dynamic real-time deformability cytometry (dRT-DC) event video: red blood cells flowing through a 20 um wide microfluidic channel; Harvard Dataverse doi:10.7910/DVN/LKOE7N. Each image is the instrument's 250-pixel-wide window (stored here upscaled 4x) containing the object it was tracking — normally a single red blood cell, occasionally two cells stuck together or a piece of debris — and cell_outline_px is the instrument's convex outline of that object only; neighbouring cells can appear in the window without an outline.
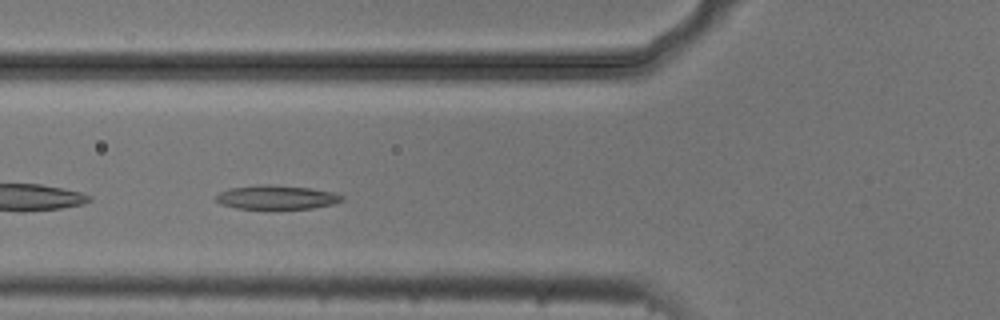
{"species": "common noctule bat (a hibernating species)", "species_latin": "Nyctalus noctula", "temperature_condition": "cold", "stored_images_in_passage": 43, "camera_frame_rate_fps": 3000, "um_per_image_px": 0.085, "animal": {"sex": "male", "body_mass_g": 20.5, "forearm_length_mm": 52.5}, "frame": {"image": 1, "passage_image": 9, "time_ms": 2.667, "image_size_px": [1000, 320], "cell_outline_px": [[344, 200], [332, 204], [312, 208], [236, 208], [220, 204], [216, 200], [216, 196], [220, 192], [228, 188], [256, 184], [272, 184], [312, 188], [332, 192], [344, 196]], "centroid_in_image_um": [23.49, 16.74], "position_along_channel_um": 102.3, "area_um2": 17.63}}
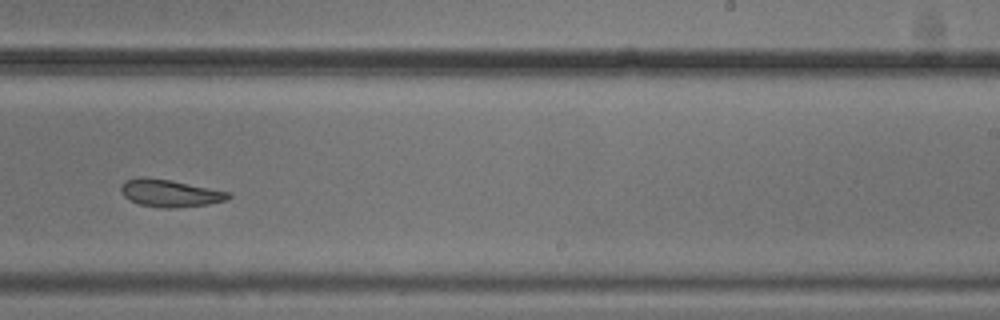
{"frame": {"image": 2, "passage_image": 23, "time_ms": 7.333, "image_size_px": [1000, 320], "cell_outline_px": [[232, 196], [228, 200], [208, 204], [172, 208], [160, 208], [140, 204], [124, 196], [120, 192], [120, 188], [124, 180], [140, 176], [144, 176], [172, 180], [228, 192]], "centroid_in_image_um": [14.41, 16.4], "position_along_channel_um": 274.6, "area_um2": 17.17}}
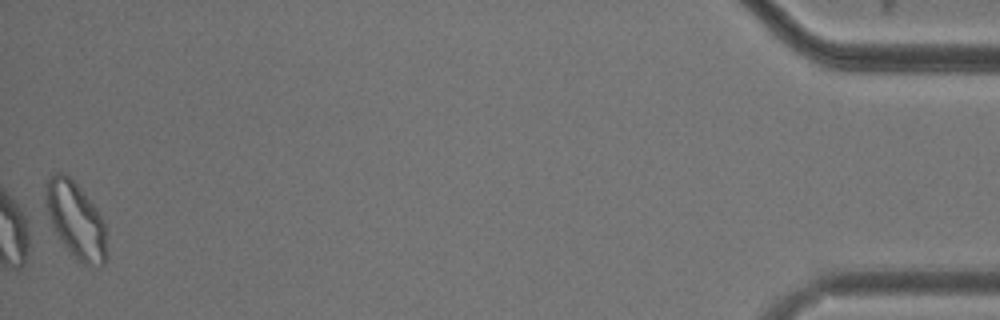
{"frame": {"image": 3, "passage_image": 43, "time_ms": 14.0, "image_size_px": [1000, 320], "cell_outline_px": [[108, 256], [104, 264], [100, 268], [84, 264], [76, 260], [68, 252], [56, 232], [52, 224], [48, 212], [44, 184], [56, 172], [64, 172], [84, 192], [96, 208], [104, 220]], "centroid_in_image_um": [6.49, 18.76], "position_along_channel_um": 428.7, "area_um2": 27.22}, "authors_computed_cell_mechanics": {"area_um2": 17.629, "velocity_mm_per_s": 3.6895, "shape_relaxation_time_tau1_ms": 5.1571, "shape_relaxation_time_tau2_ms": null, "deformation_change_tau1": 0.1307, "deformation_change_tau2": null}}